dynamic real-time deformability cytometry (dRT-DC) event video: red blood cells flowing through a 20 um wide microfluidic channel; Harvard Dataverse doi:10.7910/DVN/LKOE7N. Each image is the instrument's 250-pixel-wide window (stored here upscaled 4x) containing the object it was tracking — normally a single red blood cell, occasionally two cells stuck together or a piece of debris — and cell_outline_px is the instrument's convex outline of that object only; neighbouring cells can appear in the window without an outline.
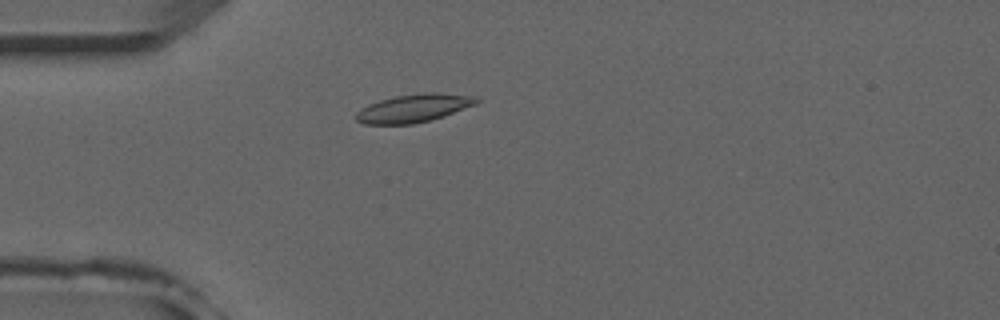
{"species": "common noctule bat (a hibernating species)", "species_latin": "Nyctalus noctula", "temperature_condition": "room temperature", "stored_images_in_passage": 31, "camera_frame_rate_fps": 3000, "um_per_image_px": 0.085, "animal": {"sex": "male", "forearm_length_mm": 52.5}, "frame": {"image": 1, "passage_image": 3, "time_ms": 0.667, "image_size_px": [1000, 320], "cell_outline_px": [[480, 100], [476, 104], [444, 116], [432, 120], [412, 124], [364, 124], [356, 120], [356, 112], [368, 104], [380, 100], [396, 96], [428, 92], [436, 92], [472, 96]], "centroid_in_image_um": [35.16, 9.2], "position_along_channel_um": 49.8, "area_um2": 19.59}}
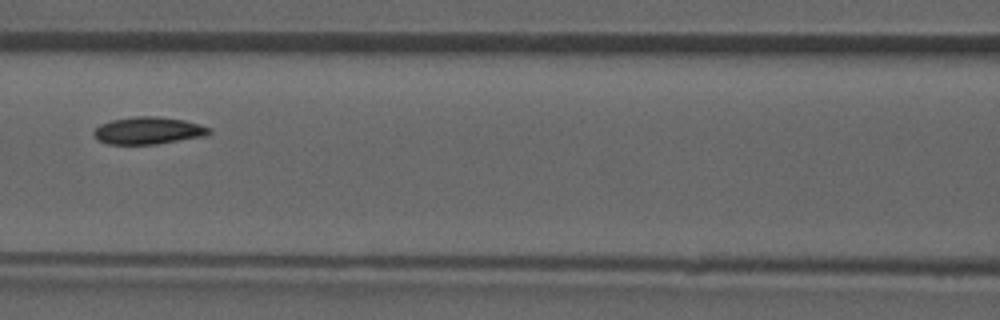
{"frame": {"image": 2, "passage_image": 12, "time_ms": 3.667, "image_size_px": [1000, 320], "cell_outline_px": [[212, 132], [204, 136], [156, 144], [108, 144], [96, 140], [92, 132], [100, 124], [112, 120], [136, 116], [156, 116], [184, 120], [200, 124], [212, 128]], "centroid_in_image_um": [12.6, 11.1], "position_along_channel_um": 154.0, "area_um2": 18.38}}
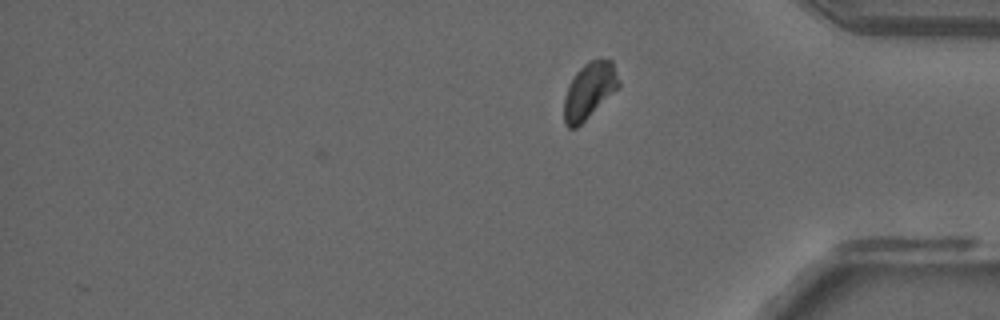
{"frame": {"image": 3, "passage_image": 31, "time_ms": 10.0, "image_size_px": [1000, 320], "cell_outline_px": [[620, 84], [576, 128], [568, 128], [564, 124], [564, 100], [568, 88], [576, 72], [588, 60], [600, 56], [612, 60], [620, 80]], "centroid_in_image_um": [50.09, 7.63], "position_along_channel_um": 385.1, "area_um2": 17.57}, "authors_computed_cell_mechanics": {"area_um2": 18.3804, "velocity_mm_per_s": 3.8904, "shape_relaxation_time_tau1_ms": 3.3793, "shape_relaxation_time_tau2_ms": 4.0254, "deformation_change_tau1": 0.1091, "deformation_change_tau2": 0.0669}}